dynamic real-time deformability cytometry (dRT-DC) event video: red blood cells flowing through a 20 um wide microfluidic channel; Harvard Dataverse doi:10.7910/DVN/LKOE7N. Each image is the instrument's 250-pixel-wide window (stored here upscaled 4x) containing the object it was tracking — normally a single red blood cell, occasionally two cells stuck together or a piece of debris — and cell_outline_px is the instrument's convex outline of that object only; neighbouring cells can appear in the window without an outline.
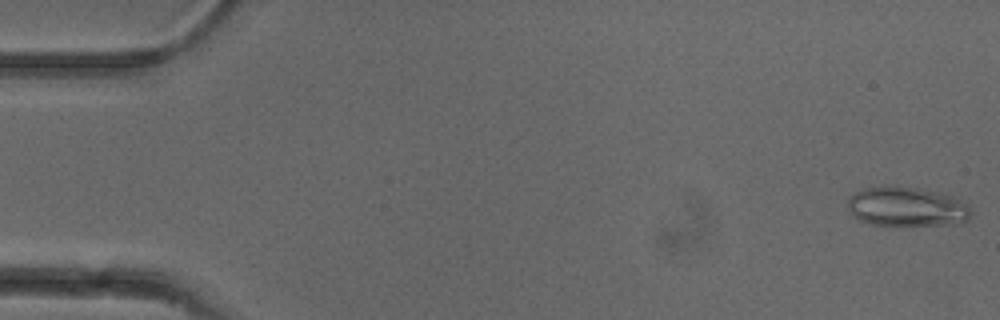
{"species": "common noctule bat (a hibernating species)", "species_latin": "Nyctalus noctula", "temperature_condition": "cold", "stored_images_in_passage": 52, "camera_frame_rate_fps": 3000, "um_per_image_px": 0.085, "animal": {"sex": "female"}, "frame": {"image": 1, "passage_image": 1, "time_ms": 0.0, "image_size_px": [1000, 320], "cell_outline_px": [[972, 212], [968, 220], [960, 224], [912, 228], [872, 224], [860, 220], [848, 208], [848, 200], [856, 192], [864, 188], [916, 188], [952, 196], [964, 200], [968, 204]], "centroid_in_image_um": [77.19, 17.66], "position_along_channel_um": 7.8, "area_um2": 28.67}}
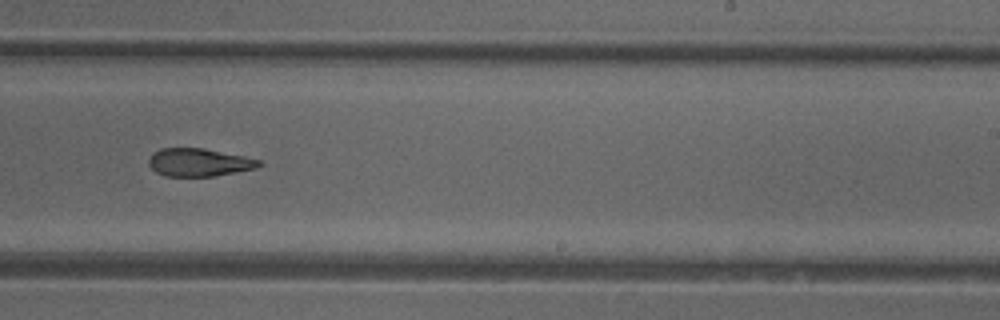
{"frame": {"image": 2, "passage_image": 32, "time_ms": 10.333, "image_size_px": [1000, 320], "cell_outline_px": [[264, 164], [256, 168], [216, 176], [164, 176], [156, 172], [148, 164], [148, 160], [152, 152], [160, 148], [204, 148], [244, 156], [260, 160]], "centroid_in_image_um": [16.9, 13.8], "position_along_channel_um": 272.1, "area_um2": 18.09}}
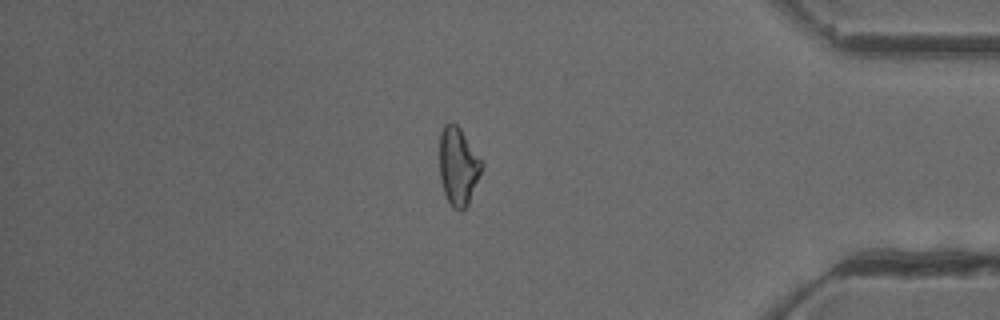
{"frame": {"image": 3, "passage_image": 44, "time_ms": 14.333, "image_size_px": [1000, 320], "cell_outline_px": [[484, 168], [468, 204], [460, 212], [452, 208], [444, 192], [440, 180], [440, 132], [444, 124], [452, 120], [460, 128], [484, 164]], "centroid_in_image_um": [38.95, 14.13], "position_along_channel_um": 396.2, "area_um2": 19.36}, "authors_computed_cell_mechanics": {"area_um2": 19.7676, "velocity_mm_per_s": 3.9329, "shape_relaxation_time_tau1_ms": 8.664, "shape_relaxation_time_tau2_ms": 5.693, "deformation_change_tau1": 0.1949, "deformation_change_tau2": 0.1539}}